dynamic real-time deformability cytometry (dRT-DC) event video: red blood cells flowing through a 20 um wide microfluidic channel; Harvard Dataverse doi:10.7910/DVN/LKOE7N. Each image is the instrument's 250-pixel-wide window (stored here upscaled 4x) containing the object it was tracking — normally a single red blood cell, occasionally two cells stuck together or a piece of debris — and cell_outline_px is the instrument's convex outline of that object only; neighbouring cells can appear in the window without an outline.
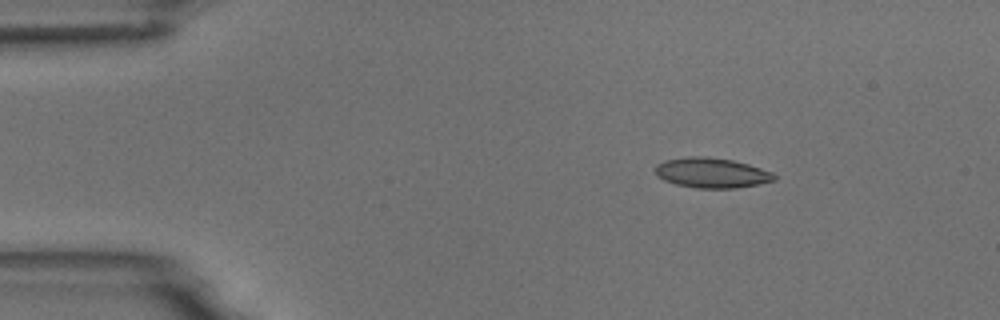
{"species": "common noctule bat (a hibernating species)", "species_latin": "Nyctalus noctula", "temperature_condition": "room temperature", "stored_images_in_passage": 6, "camera_frame_rate_fps": 3000, "um_per_image_px": 0.085, "animal": {"sex": "male", "body_mass_g": 18.8}, "frame": {"image": 1, "passage_image": 2, "time_ms": 1.333, "image_size_px": [1000, 320], "cell_outline_px": [[776, 180], [736, 188], [696, 188], [676, 184], [664, 180], [656, 176], [656, 164], [664, 160], [688, 156], [704, 156], [732, 160], [748, 164], [772, 172], [776, 176]], "centroid_in_image_um": [60.46, 14.68], "position_along_channel_um": 24.5, "area_um2": 20.81}}
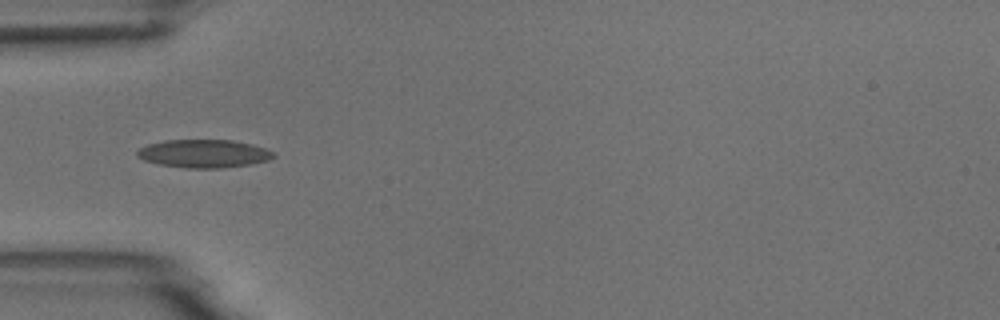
{"frame": {"image": 2, "passage_image": 4, "time_ms": 4.333, "image_size_px": [1000, 320], "cell_outline_px": [[276, 156], [268, 160], [252, 164], [220, 168], [184, 168], [160, 164], [144, 160], [136, 156], [136, 152], [140, 148], [148, 144], [164, 140], [232, 140], [252, 144], [276, 152]], "centroid_in_image_um": [17.34, 13.05], "position_along_channel_um": 67.7, "area_um2": 22.43}}